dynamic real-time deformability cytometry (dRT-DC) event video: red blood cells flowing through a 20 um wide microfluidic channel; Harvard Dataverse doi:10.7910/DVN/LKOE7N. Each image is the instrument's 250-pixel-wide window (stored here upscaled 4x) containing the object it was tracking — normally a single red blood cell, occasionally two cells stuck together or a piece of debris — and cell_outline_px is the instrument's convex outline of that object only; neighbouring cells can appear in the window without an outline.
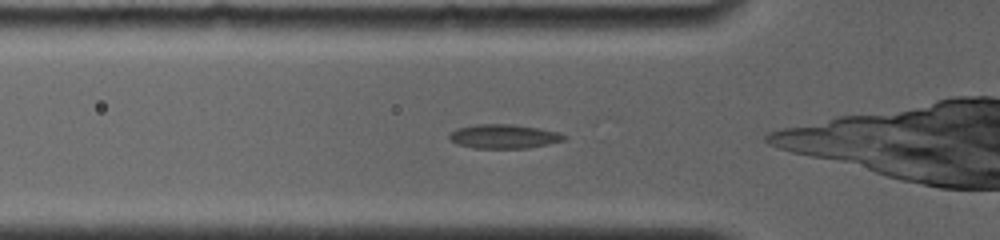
{"species": "common noctule bat (a hibernating species)", "species_latin": "Nyctalus noctula", "temperature_condition": "room temperature", "stored_images_in_passage": 11, "camera_frame_rate_fps": 4000, "um_per_image_px": 0.085, "animal": {"sex": "female", "body_mass_g": 19.0, "forearm_length_mm": 56.7}, "frame": {"image": 1, "passage_image": 7, "time_ms": 3.0, "image_size_px": [1000, 240], "cell_outline_px": [[568, 136], [564, 140], [548, 144], [528, 148], [472, 148], [456, 144], [448, 136], [456, 128], [476, 124], [512, 124], [540, 128], [560, 132]], "centroid_in_image_um": [42.85, 11.59], "position_along_channel_um": 83.0, "area_um2": 16.24}}
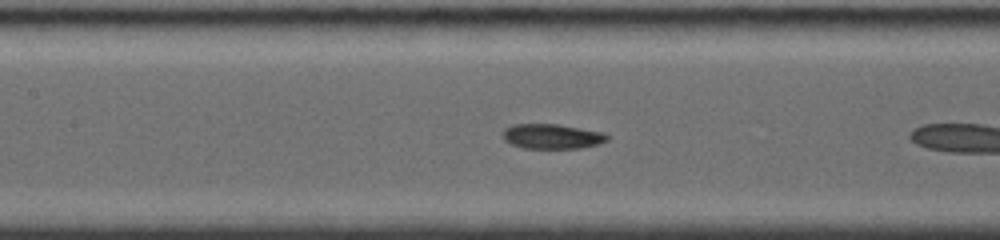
{"frame": {"image": 2, "passage_image": 10, "time_ms": 5.0, "image_size_px": [1000, 240], "cell_outline_px": [[608, 140], [596, 144], [580, 148], [524, 148], [512, 144], [504, 140], [504, 128], [516, 124], [560, 124], [604, 132], [608, 136]], "centroid_in_image_um": [46.94, 11.58], "position_along_channel_um": 160.5, "area_um2": 15.03}}